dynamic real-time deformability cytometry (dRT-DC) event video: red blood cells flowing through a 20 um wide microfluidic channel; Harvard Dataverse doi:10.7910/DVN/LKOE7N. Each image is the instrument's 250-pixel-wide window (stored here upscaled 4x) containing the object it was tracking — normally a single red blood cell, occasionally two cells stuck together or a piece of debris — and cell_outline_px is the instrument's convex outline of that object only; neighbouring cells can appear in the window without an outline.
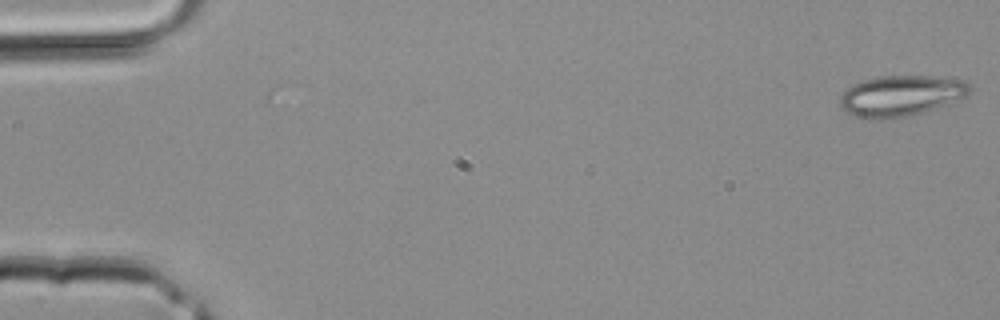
{"species": "common noctule bat (a hibernating species)", "species_latin": "Nyctalus noctula", "temperature_condition": "room temperature", "stored_images_in_passage": 4, "camera_frame_rate_fps": 3000, "um_per_image_px": 0.085, "animal": {"sex": "male", "body_mass_g": 20.4}, "frame": {"image": 1, "passage_image": 4, "time_ms": 1.0, "image_size_px": [1000, 320], "cell_outline_px": [[972, 88], [968, 96], [936, 108], [904, 116], [860, 116], [848, 112], [840, 104], [840, 96], [848, 88], [864, 80], [876, 76], [928, 76], [964, 80]], "centroid_in_image_um": [76.66, 8.08], "position_along_channel_um": 8.3, "area_um2": 29.65}}